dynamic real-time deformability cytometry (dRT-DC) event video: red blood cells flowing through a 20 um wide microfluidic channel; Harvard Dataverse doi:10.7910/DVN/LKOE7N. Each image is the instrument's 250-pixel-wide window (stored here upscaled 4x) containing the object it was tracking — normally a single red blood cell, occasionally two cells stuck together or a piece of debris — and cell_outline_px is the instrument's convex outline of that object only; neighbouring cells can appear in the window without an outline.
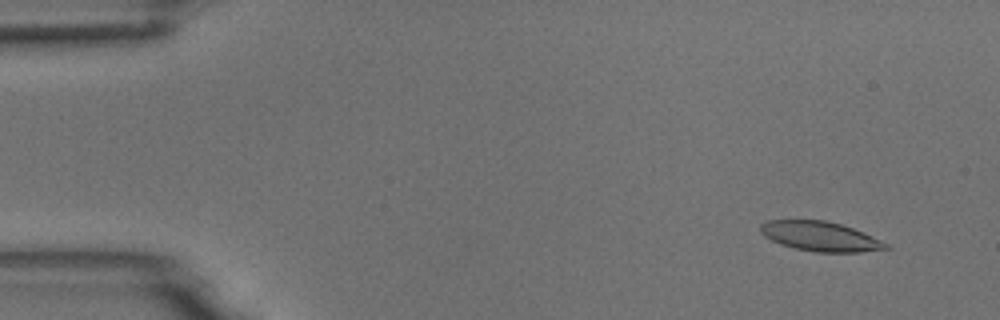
{"species": "common noctule bat (a hibernating species)", "species_latin": "Nyctalus noctula", "temperature_condition": "room temperature", "stored_images_in_passage": 54, "camera_frame_rate_fps": 3000, "um_per_image_px": 0.085, "animal": {"sex": "male", "body_mass_g": 18.8}, "frame": {"image": 1, "passage_image": 4, "time_ms": 1.0, "image_size_px": [1000, 320], "cell_outline_px": [[892, 248], [860, 252], [816, 252], [796, 248], [780, 244], [764, 236], [760, 232], [760, 224], [768, 220], [824, 220], [840, 224], [864, 232], [888, 244]], "centroid_in_image_um": [69.72, 20.09], "position_along_channel_um": 15.3, "area_um2": 21.56}}
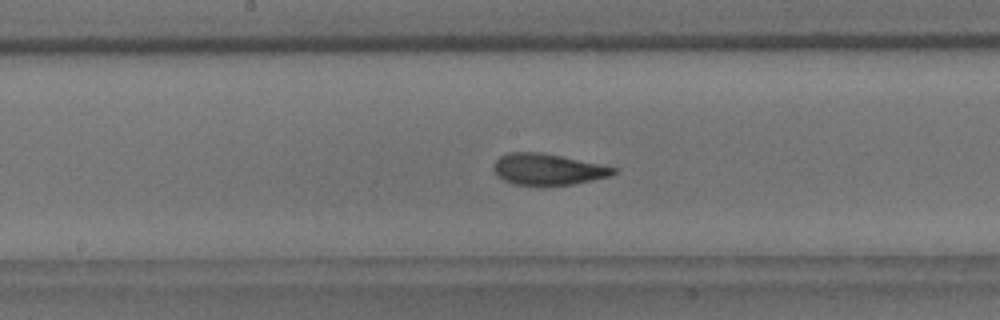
{"frame": {"image": 2, "passage_image": 28, "time_ms": 9.0, "image_size_px": [1000, 320], "cell_outline_px": [[616, 172], [608, 176], [592, 180], [572, 184], [512, 184], [504, 180], [492, 168], [492, 164], [500, 156], [508, 152], [544, 152], [616, 168]], "centroid_in_image_um": [46.51, 14.36], "position_along_channel_um": 201.7, "area_um2": 21.39}}
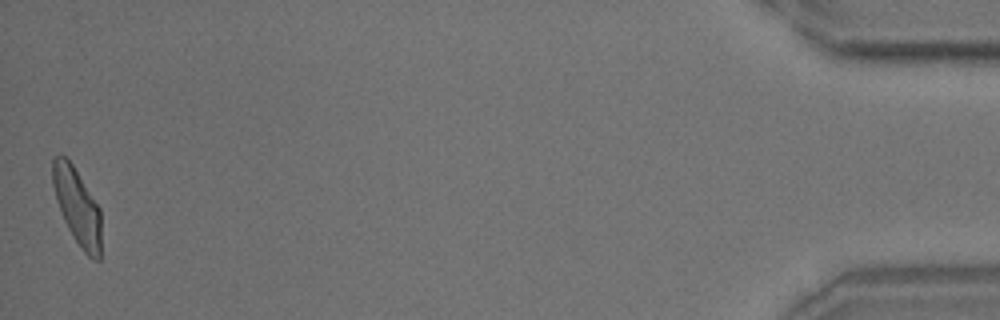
{"frame": {"image": 3, "passage_image": 54, "time_ms": 17.667, "image_size_px": [1000, 320], "cell_outline_px": [[100, 260], [92, 260], [84, 252], [72, 236], [64, 220], [52, 184], [52, 160], [56, 156], [64, 156], [72, 164], [100, 208]], "centroid_in_image_um": [6.57, 17.58], "position_along_channel_um": 428.6, "area_um2": 21.21}, "authors_computed_cell_mechanics": {"area_um2": 22.2241, "velocity_mm_per_s": 3.6927, "shape_relaxation_time_tau1_ms": 5.1138, "shape_relaxation_time_tau2_ms": 1.5028, "deformation_change_tau1": 0.168, "deformation_change_tau2": 0.0829}}